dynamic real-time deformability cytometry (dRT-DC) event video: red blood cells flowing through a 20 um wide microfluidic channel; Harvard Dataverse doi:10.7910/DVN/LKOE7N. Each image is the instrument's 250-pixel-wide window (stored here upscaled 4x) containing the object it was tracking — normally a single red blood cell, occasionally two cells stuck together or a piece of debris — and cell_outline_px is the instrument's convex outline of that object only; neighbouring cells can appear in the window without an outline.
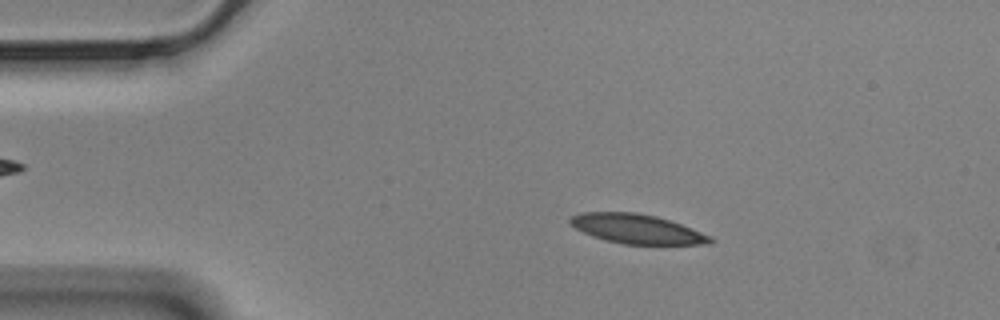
{"species": "Egyptian fruit bat (a non-hibernating species)", "species_latin": "Rousettus aegyptiacus", "temperature_condition": "cold", "stored_images_in_passage": 56, "camera_frame_rate_fps": 3000, "um_per_image_px": 0.085, "animal": {"sex": "male"}, "frame": {"image": 1, "passage_image": 9, "time_ms": 2.667, "image_size_px": [1000, 320], "cell_outline_px": [[716, 240], [712, 244], [624, 244], [592, 236], [576, 228], [568, 220], [572, 216], [580, 212], [636, 212], [656, 216], [680, 224], [712, 236]], "centroid_in_image_um": [54.17, 19.45], "position_along_channel_um": 30.8, "area_um2": 23.81}}
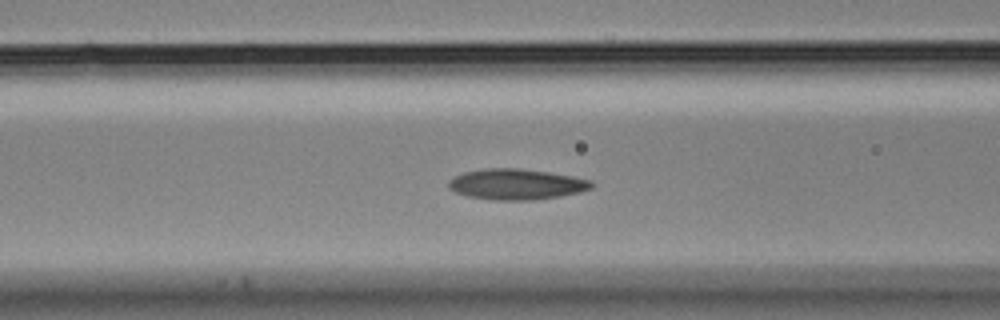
{"frame": {"image": 2, "passage_image": 21, "time_ms": 6.667, "image_size_px": [1000, 320], "cell_outline_px": [[596, 184], [592, 188], [580, 192], [560, 196], [536, 200], [488, 200], [468, 196], [456, 192], [448, 188], [448, 180], [464, 172], [484, 168], [520, 168], [548, 172], [572, 176], [592, 180]], "centroid_in_image_um": [43.91, 15.66], "position_along_channel_um": 122.7, "area_um2": 25.84}}
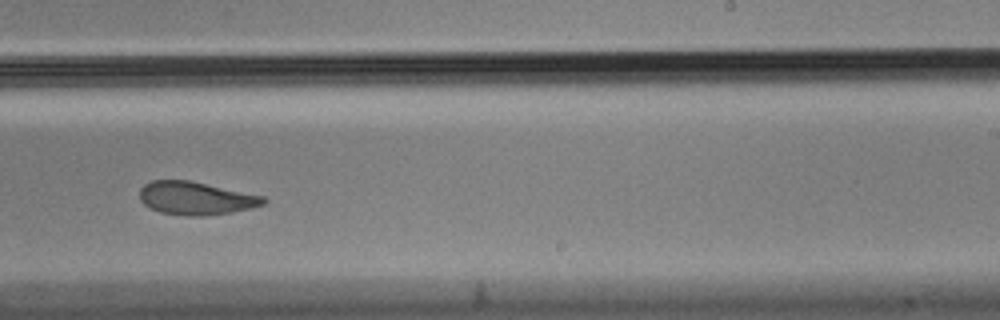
{"frame": {"image": 3, "passage_image": 34, "time_ms": 11.0, "image_size_px": [1000, 320], "cell_outline_px": [[268, 200], [264, 204], [252, 208], [232, 212], [204, 216], [188, 216], [160, 212], [144, 204], [140, 200], [140, 188], [144, 184], [152, 180], [188, 180], [264, 196]], "centroid_in_image_um": [16.65, 16.85], "position_along_channel_um": 272.3, "area_um2": 23.81}, "authors_computed_cell_mechanics": {"area_um2": 25.2008, "velocity_mm_per_s": 3.4563, "shape_relaxation_time_tau1_ms": null, "shape_relaxation_time_tau2_ms": 2.7479, "deformation_change_tau1": null, "deformation_change_tau2": 0.0851}}